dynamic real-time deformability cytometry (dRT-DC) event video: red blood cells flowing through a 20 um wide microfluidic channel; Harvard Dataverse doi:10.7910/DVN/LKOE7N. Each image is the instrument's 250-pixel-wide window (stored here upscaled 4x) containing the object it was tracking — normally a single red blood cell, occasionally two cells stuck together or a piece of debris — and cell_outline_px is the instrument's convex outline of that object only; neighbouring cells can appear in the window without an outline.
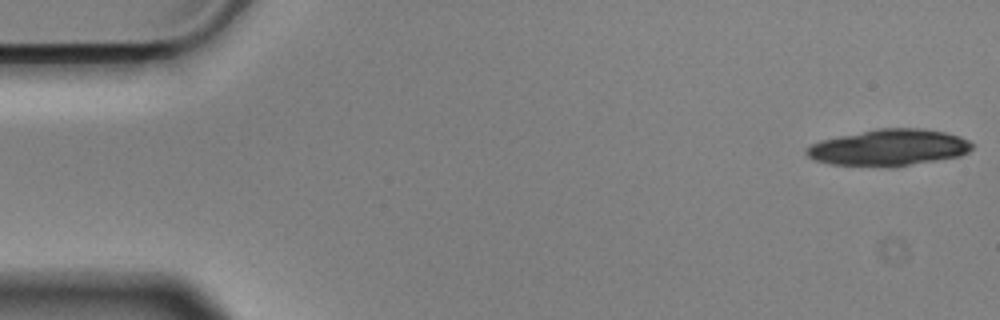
{"species": "Egyptian fruit bat (a non-hibernating species)", "species_latin": "Rousettus aegyptiacus", "temperature_condition": "cold", "stored_images_in_passage": 20, "camera_frame_rate_fps": 3000, "um_per_image_px": 0.085, "animal": {"sex": "male"}, "frame": {"image": 1, "passage_image": 1, "time_ms": 0.0, "image_size_px": [1000, 320], "cell_outline_px": [[972, 148], [968, 152], [960, 156], [892, 168], [888, 168], [832, 164], [816, 160], [808, 156], [804, 152], [812, 144], [820, 140], [876, 128], [924, 128], [944, 132], [960, 136], [968, 140], [972, 144]], "centroid_in_image_um": [75.57, 12.55], "position_along_channel_um": 9.4, "area_um2": 35.43}}